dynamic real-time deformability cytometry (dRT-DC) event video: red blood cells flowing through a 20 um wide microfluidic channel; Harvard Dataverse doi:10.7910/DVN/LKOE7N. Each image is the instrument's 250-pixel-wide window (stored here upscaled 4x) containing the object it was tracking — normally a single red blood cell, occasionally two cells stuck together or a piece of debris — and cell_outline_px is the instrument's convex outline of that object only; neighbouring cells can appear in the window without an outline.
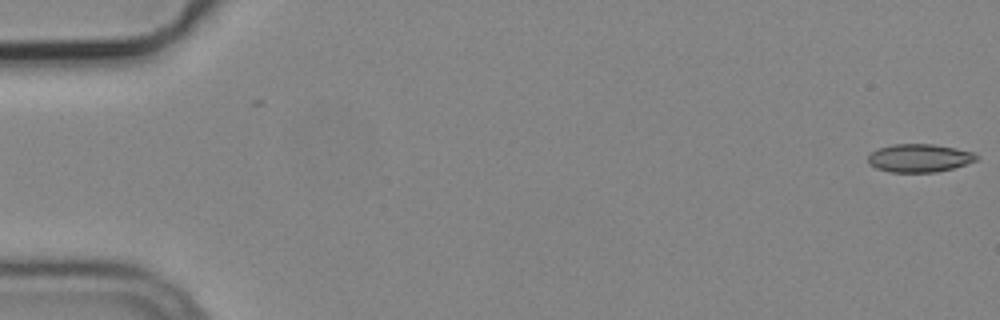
{"species": "common noctule bat (a hibernating species)", "species_latin": "Nyctalus noctula", "temperature_condition": "cold", "stored_images_in_passage": 5, "camera_frame_rate_fps": 3000, "um_per_image_px": 0.085, "animal": {"sex": "male", "body_mass_g": 19.2, "forearm_length_mm": 51.8}, "frame": {"image": 1, "passage_image": 1, "time_ms": 0.0, "image_size_px": [1000, 320], "cell_outline_px": [[980, 156], [976, 160], [952, 168], [936, 172], [888, 172], [876, 168], [868, 164], [868, 156], [872, 152], [880, 148], [892, 144], [932, 144], [956, 148], [976, 152]], "centroid_in_image_um": [78.15, 13.43], "position_along_channel_um": 6.8, "area_um2": 17.8}}